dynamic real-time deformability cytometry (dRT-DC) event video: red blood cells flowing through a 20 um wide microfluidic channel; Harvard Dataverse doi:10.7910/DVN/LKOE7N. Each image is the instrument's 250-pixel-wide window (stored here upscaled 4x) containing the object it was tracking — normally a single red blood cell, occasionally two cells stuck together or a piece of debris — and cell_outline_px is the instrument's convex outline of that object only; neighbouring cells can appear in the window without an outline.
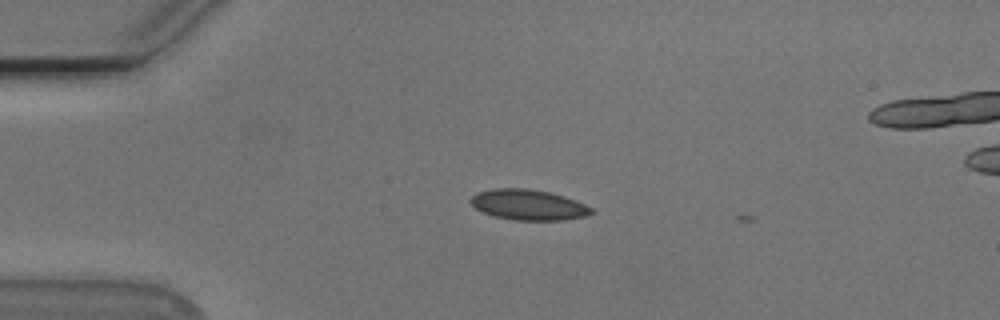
{"species": "Egyptian fruit bat (a non-hibernating species)", "species_latin": "Rousettus aegyptiacus", "temperature_condition": "cold", "stored_images_in_passage": 3, "camera_frame_rate_fps": 3000, "um_per_image_px": 0.085, "animal": {"sex": "male"}, "frame": {"image": 1, "passage_image": 1, "time_ms": 0.0, "image_size_px": [1000, 320], "cell_outline_px": [[596, 212], [588, 216], [564, 220], [516, 220], [496, 216], [484, 212], [476, 208], [468, 200], [476, 192], [496, 188], [524, 188], [548, 192], [564, 196], [576, 200], [592, 208]], "centroid_in_image_um": [44.95, 17.41], "position_along_channel_um": 40.1, "area_um2": 21.44}}